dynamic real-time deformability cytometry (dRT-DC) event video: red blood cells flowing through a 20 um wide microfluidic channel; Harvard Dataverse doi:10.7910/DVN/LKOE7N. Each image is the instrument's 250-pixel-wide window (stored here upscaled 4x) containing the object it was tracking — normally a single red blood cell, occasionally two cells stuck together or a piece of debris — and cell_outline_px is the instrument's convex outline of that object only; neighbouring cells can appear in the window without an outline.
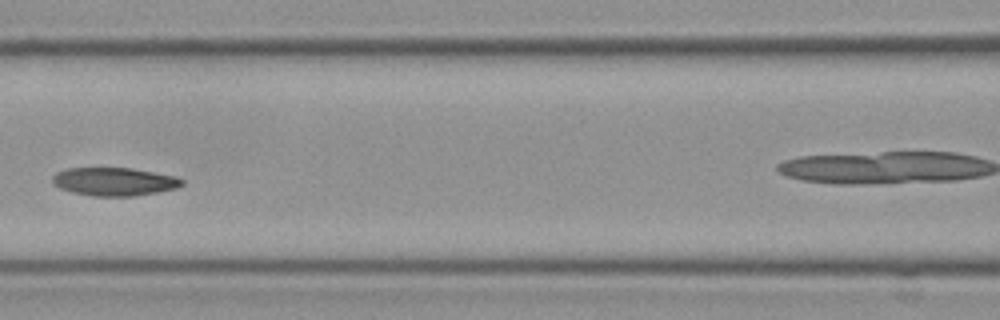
{"species": "Egyptian fruit bat (a non-hibernating species)", "species_latin": "Rousettus aegyptiacus", "temperature_condition": "cold", "stored_images_in_passage": 16, "segment_of_instrument_passage": [1, 2], "camera_frame_rate_fps": 3000, "um_per_image_px": 0.085, "frame": {"image": 1, "passage_image": 6, "time_ms": 1.667, "image_size_px": [1000, 320], "cell_outline_px": [[184, 184], [176, 188], [156, 192], [132, 196], [92, 196], [72, 192], [60, 188], [52, 184], [52, 176], [56, 172], [68, 168], [132, 168], [176, 176], [184, 180]], "centroid_in_image_um": [9.69, 15.43], "position_along_channel_um": 156.9, "area_um2": 21.33}}
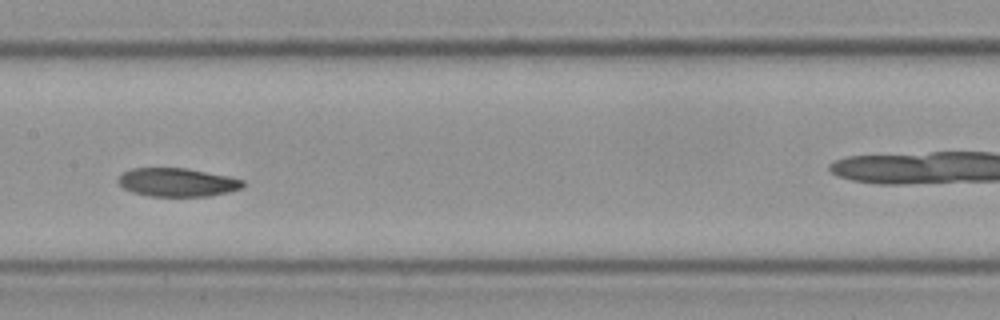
{"frame": {"image": 2, "passage_image": 7, "time_ms": 2.0, "image_size_px": [1000, 320], "cell_outline_px": [[244, 184], [240, 188], [228, 192], [208, 196], [148, 196], [132, 192], [124, 188], [116, 180], [120, 172], [132, 168], [184, 168], [228, 176], [244, 180]], "centroid_in_image_um": [15.0, 15.49], "position_along_channel_um": 192.4, "area_um2": 20.69}}